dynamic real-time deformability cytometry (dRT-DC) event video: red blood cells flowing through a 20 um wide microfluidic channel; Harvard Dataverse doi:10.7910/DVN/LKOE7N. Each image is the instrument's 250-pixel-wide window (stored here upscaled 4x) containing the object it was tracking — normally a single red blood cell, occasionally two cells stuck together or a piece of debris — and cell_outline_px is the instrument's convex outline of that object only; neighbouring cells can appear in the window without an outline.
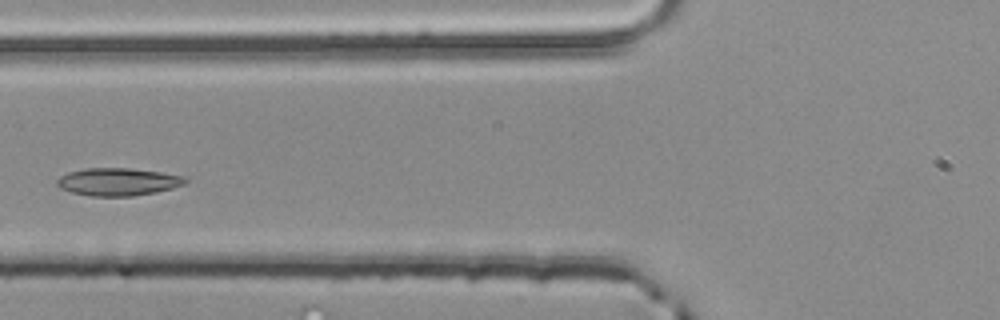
{"species": "common noctule bat (a hibernating species)", "species_latin": "Nyctalus noctula", "temperature_condition": "room temperature", "stored_images_in_passage": 3, "camera_frame_rate_fps": 3000, "um_per_image_px": 0.085, "animal": {"sex": "male", "body_mass_g": 20.4}, "frame": {"image": 1, "passage_image": 3, "time_ms": 0.667, "image_size_px": [1000, 320], "cell_outline_px": [[188, 180], [184, 184], [172, 188], [156, 192], [132, 196], [92, 196], [72, 192], [60, 188], [56, 184], [56, 180], [60, 176], [68, 172], [84, 168], [128, 168], [160, 172], [188, 176]], "centroid_in_image_um": [10.04, 15.45], "position_along_channel_um": 115.8, "area_um2": 20.75}}